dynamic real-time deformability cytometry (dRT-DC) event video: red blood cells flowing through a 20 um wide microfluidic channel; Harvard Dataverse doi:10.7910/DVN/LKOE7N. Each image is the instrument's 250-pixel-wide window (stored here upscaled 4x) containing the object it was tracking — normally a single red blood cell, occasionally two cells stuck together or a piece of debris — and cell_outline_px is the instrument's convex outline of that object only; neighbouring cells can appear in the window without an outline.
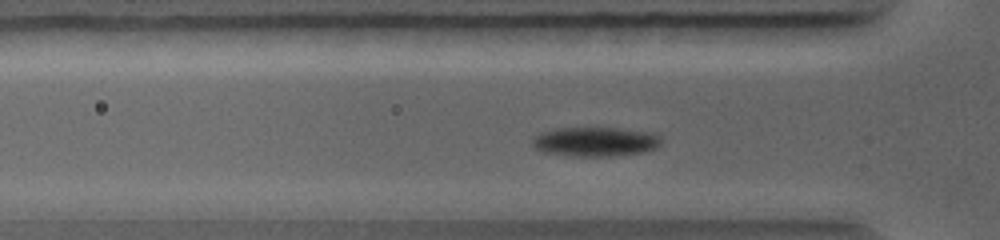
{"species": "common noctule bat (a hibernating species)", "species_latin": "Nyctalus noctula", "temperature_condition": "warm", "stored_images_in_passage": 47, "camera_frame_rate_fps": 5000, "um_per_image_px": 0.085, "animal": {"sex": "female", "body_mass_g": 19.0, "forearm_length_mm": 56.7}, "frame": {"image": 1, "passage_image": 13, "time_ms": 2.4, "image_size_px": [1000, 240], "cell_outline_px": [[660, 144], [656, 148], [644, 152], [612, 156], [572, 156], [540, 152], [532, 144], [532, 136], [540, 132], [552, 128], [596, 124], [648, 132], [660, 136]], "centroid_in_image_um": [50.52, 11.98], "position_along_channel_um": 75.3, "area_um2": 23.29}}
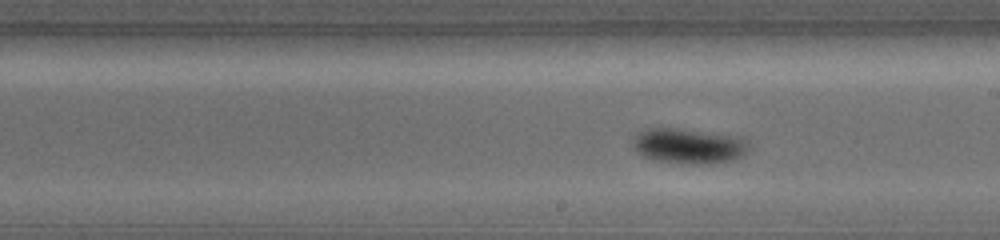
{"frame": {"image": 2, "passage_image": 28, "time_ms": 5.4, "image_size_px": [1000, 240], "cell_outline_px": [[748, 148], [744, 156], [736, 160], [712, 164], [692, 164], [660, 160], [644, 156], [636, 152], [632, 144], [632, 140], [636, 132], [648, 128], [676, 128], [744, 136], [748, 140]], "centroid_in_image_um": [58.6, 12.39], "position_along_channel_um": 230.4, "area_um2": 24.28}}
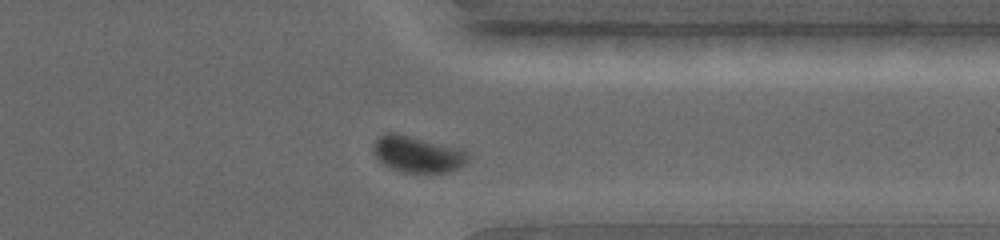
{"frame": {"image": 3, "passage_image": 42, "time_ms": 8.2, "image_size_px": [1000, 240], "cell_outline_px": [[468, 160], [460, 168], [448, 172], [404, 172], [392, 168], [384, 164], [372, 152], [372, 144], [384, 132], [396, 132], [460, 148], [468, 156]], "centroid_in_image_um": [35.46, 13.09], "position_along_channel_um": 375.9, "area_um2": 20.0}}